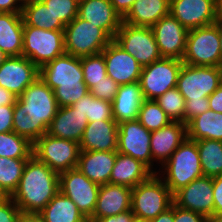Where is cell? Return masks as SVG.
I'll return each instance as SVG.
<instances>
[{
	"instance_id": "5",
	"label": "cell",
	"mask_w": 222,
	"mask_h": 222,
	"mask_svg": "<svg viewBox=\"0 0 222 222\" xmlns=\"http://www.w3.org/2000/svg\"><path fill=\"white\" fill-rule=\"evenodd\" d=\"M182 61L191 66L222 67L219 19L214 24L188 30Z\"/></svg>"
},
{
	"instance_id": "45",
	"label": "cell",
	"mask_w": 222,
	"mask_h": 222,
	"mask_svg": "<svg viewBox=\"0 0 222 222\" xmlns=\"http://www.w3.org/2000/svg\"><path fill=\"white\" fill-rule=\"evenodd\" d=\"M14 105L0 106V133L13 131Z\"/></svg>"
},
{
	"instance_id": "27",
	"label": "cell",
	"mask_w": 222,
	"mask_h": 222,
	"mask_svg": "<svg viewBox=\"0 0 222 222\" xmlns=\"http://www.w3.org/2000/svg\"><path fill=\"white\" fill-rule=\"evenodd\" d=\"M144 100L139 81L119 85L118 92L112 101L114 120L118 124L123 121L136 120Z\"/></svg>"
},
{
	"instance_id": "3",
	"label": "cell",
	"mask_w": 222,
	"mask_h": 222,
	"mask_svg": "<svg viewBox=\"0 0 222 222\" xmlns=\"http://www.w3.org/2000/svg\"><path fill=\"white\" fill-rule=\"evenodd\" d=\"M39 77L54 91L58 107L72 106L89 89L84 82L81 58L64 53L39 69Z\"/></svg>"
},
{
	"instance_id": "4",
	"label": "cell",
	"mask_w": 222,
	"mask_h": 222,
	"mask_svg": "<svg viewBox=\"0 0 222 222\" xmlns=\"http://www.w3.org/2000/svg\"><path fill=\"white\" fill-rule=\"evenodd\" d=\"M156 174L172 194L193 180L203 177L196 141L186 138Z\"/></svg>"
},
{
	"instance_id": "41",
	"label": "cell",
	"mask_w": 222,
	"mask_h": 222,
	"mask_svg": "<svg viewBox=\"0 0 222 222\" xmlns=\"http://www.w3.org/2000/svg\"><path fill=\"white\" fill-rule=\"evenodd\" d=\"M118 88L119 85L112 78L106 76L100 82L94 84L89 91L95 98L112 103Z\"/></svg>"
},
{
	"instance_id": "40",
	"label": "cell",
	"mask_w": 222,
	"mask_h": 222,
	"mask_svg": "<svg viewBox=\"0 0 222 222\" xmlns=\"http://www.w3.org/2000/svg\"><path fill=\"white\" fill-rule=\"evenodd\" d=\"M43 4L64 26L78 16L79 0H47Z\"/></svg>"
},
{
	"instance_id": "47",
	"label": "cell",
	"mask_w": 222,
	"mask_h": 222,
	"mask_svg": "<svg viewBox=\"0 0 222 222\" xmlns=\"http://www.w3.org/2000/svg\"><path fill=\"white\" fill-rule=\"evenodd\" d=\"M23 0H0L1 13H22Z\"/></svg>"
},
{
	"instance_id": "15",
	"label": "cell",
	"mask_w": 222,
	"mask_h": 222,
	"mask_svg": "<svg viewBox=\"0 0 222 222\" xmlns=\"http://www.w3.org/2000/svg\"><path fill=\"white\" fill-rule=\"evenodd\" d=\"M169 13L187 30L218 21V0H170Z\"/></svg>"
},
{
	"instance_id": "51",
	"label": "cell",
	"mask_w": 222,
	"mask_h": 222,
	"mask_svg": "<svg viewBox=\"0 0 222 222\" xmlns=\"http://www.w3.org/2000/svg\"><path fill=\"white\" fill-rule=\"evenodd\" d=\"M16 100L17 96L0 85V106L14 105Z\"/></svg>"
},
{
	"instance_id": "49",
	"label": "cell",
	"mask_w": 222,
	"mask_h": 222,
	"mask_svg": "<svg viewBox=\"0 0 222 222\" xmlns=\"http://www.w3.org/2000/svg\"><path fill=\"white\" fill-rule=\"evenodd\" d=\"M134 214L131 210L119 213L113 216H107L98 219L96 222H131L134 218Z\"/></svg>"
},
{
	"instance_id": "7",
	"label": "cell",
	"mask_w": 222,
	"mask_h": 222,
	"mask_svg": "<svg viewBox=\"0 0 222 222\" xmlns=\"http://www.w3.org/2000/svg\"><path fill=\"white\" fill-rule=\"evenodd\" d=\"M64 53V31L40 29L24 22L22 56L40 69Z\"/></svg>"
},
{
	"instance_id": "37",
	"label": "cell",
	"mask_w": 222,
	"mask_h": 222,
	"mask_svg": "<svg viewBox=\"0 0 222 222\" xmlns=\"http://www.w3.org/2000/svg\"><path fill=\"white\" fill-rule=\"evenodd\" d=\"M137 120L150 132L161 129L172 122L155 100L143 101Z\"/></svg>"
},
{
	"instance_id": "39",
	"label": "cell",
	"mask_w": 222,
	"mask_h": 222,
	"mask_svg": "<svg viewBox=\"0 0 222 222\" xmlns=\"http://www.w3.org/2000/svg\"><path fill=\"white\" fill-rule=\"evenodd\" d=\"M84 82L90 90L94 84L107 76L106 62L103 53L81 57Z\"/></svg>"
},
{
	"instance_id": "33",
	"label": "cell",
	"mask_w": 222,
	"mask_h": 222,
	"mask_svg": "<svg viewBox=\"0 0 222 222\" xmlns=\"http://www.w3.org/2000/svg\"><path fill=\"white\" fill-rule=\"evenodd\" d=\"M28 159L0 157V189L7 197L17 189Z\"/></svg>"
},
{
	"instance_id": "23",
	"label": "cell",
	"mask_w": 222,
	"mask_h": 222,
	"mask_svg": "<svg viewBox=\"0 0 222 222\" xmlns=\"http://www.w3.org/2000/svg\"><path fill=\"white\" fill-rule=\"evenodd\" d=\"M79 145L80 151H117L118 123L115 120L88 122Z\"/></svg>"
},
{
	"instance_id": "54",
	"label": "cell",
	"mask_w": 222,
	"mask_h": 222,
	"mask_svg": "<svg viewBox=\"0 0 222 222\" xmlns=\"http://www.w3.org/2000/svg\"><path fill=\"white\" fill-rule=\"evenodd\" d=\"M47 0H23V8L34 4H43Z\"/></svg>"
},
{
	"instance_id": "10",
	"label": "cell",
	"mask_w": 222,
	"mask_h": 222,
	"mask_svg": "<svg viewBox=\"0 0 222 222\" xmlns=\"http://www.w3.org/2000/svg\"><path fill=\"white\" fill-rule=\"evenodd\" d=\"M183 61L162 57L142 67L139 83L145 100H156L166 91L177 86Z\"/></svg>"
},
{
	"instance_id": "28",
	"label": "cell",
	"mask_w": 222,
	"mask_h": 222,
	"mask_svg": "<svg viewBox=\"0 0 222 222\" xmlns=\"http://www.w3.org/2000/svg\"><path fill=\"white\" fill-rule=\"evenodd\" d=\"M170 0H137L123 17L132 26L152 27L169 14Z\"/></svg>"
},
{
	"instance_id": "43",
	"label": "cell",
	"mask_w": 222,
	"mask_h": 222,
	"mask_svg": "<svg viewBox=\"0 0 222 222\" xmlns=\"http://www.w3.org/2000/svg\"><path fill=\"white\" fill-rule=\"evenodd\" d=\"M21 213L11 197L0 200V222H18Z\"/></svg>"
},
{
	"instance_id": "58",
	"label": "cell",
	"mask_w": 222,
	"mask_h": 222,
	"mask_svg": "<svg viewBox=\"0 0 222 222\" xmlns=\"http://www.w3.org/2000/svg\"><path fill=\"white\" fill-rule=\"evenodd\" d=\"M218 18L222 19V0H218Z\"/></svg>"
},
{
	"instance_id": "6",
	"label": "cell",
	"mask_w": 222,
	"mask_h": 222,
	"mask_svg": "<svg viewBox=\"0 0 222 222\" xmlns=\"http://www.w3.org/2000/svg\"><path fill=\"white\" fill-rule=\"evenodd\" d=\"M172 203L173 194L156 173L132 188L131 211L137 218L155 219Z\"/></svg>"
},
{
	"instance_id": "21",
	"label": "cell",
	"mask_w": 222,
	"mask_h": 222,
	"mask_svg": "<svg viewBox=\"0 0 222 222\" xmlns=\"http://www.w3.org/2000/svg\"><path fill=\"white\" fill-rule=\"evenodd\" d=\"M78 17L102 29L112 40L123 22L110 0H79Z\"/></svg>"
},
{
	"instance_id": "53",
	"label": "cell",
	"mask_w": 222,
	"mask_h": 222,
	"mask_svg": "<svg viewBox=\"0 0 222 222\" xmlns=\"http://www.w3.org/2000/svg\"><path fill=\"white\" fill-rule=\"evenodd\" d=\"M18 222H45V220L40 215V213H26V212H22L20 214Z\"/></svg>"
},
{
	"instance_id": "26",
	"label": "cell",
	"mask_w": 222,
	"mask_h": 222,
	"mask_svg": "<svg viewBox=\"0 0 222 222\" xmlns=\"http://www.w3.org/2000/svg\"><path fill=\"white\" fill-rule=\"evenodd\" d=\"M152 174L153 172L141 161L117 152L109 183L134 188Z\"/></svg>"
},
{
	"instance_id": "25",
	"label": "cell",
	"mask_w": 222,
	"mask_h": 222,
	"mask_svg": "<svg viewBox=\"0 0 222 222\" xmlns=\"http://www.w3.org/2000/svg\"><path fill=\"white\" fill-rule=\"evenodd\" d=\"M88 124L86 115L73 107H59L48 128L50 136L80 142Z\"/></svg>"
},
{
	"instance_id": "2",
	"label": "cell",
	"mask_w": 222,
	"mask_h": 222,
	"mask_svg": "<svg viewBox=\"0 0 222 222\" xmlns=\"http://www.w3.org/2000/svg\"><path fill=\"white\" fill-rule=\"evenodd\" d=\"M59 192V174L32 155L11 198L21 212L40 213Z\"/></svg>"
},
{
	"instance_id": "13",
	"label": "cell",
	"mask_w": 222,
	"mask_h": 222,
	"mask_svg": "<svg viewBox=\"0 0 222 222\" xmlns=\"http://www.w3.org/2000/svg\"><path fill=\"white\" fill-rule=\"evenodd\" d=\"M100 185L88 179L77 167L59 174V191L69 197L89 220L96 206Z\"/></svg>"
},
{
	"instance_id": "30",
	"label": "cell",
	"mask_w": 222,
	"mask_h": 222,
	"mask_svg": "<svg viewBox=\"0 0 222 222\" xmlns=\"http://www.w3.org/2000/svg\"><path fill=\"white\" fill-rule=\"evenodd\" d=\"M45 222H87L76 204L60 191L40 212Z\"/></svg>"
},
{
	"instance_id": "8",
	"label": "cell",
	"mask_w": 222,
	"mask_h": 222,
	"mask_svg": "<svg viewBox=\"0 0 222 222\" xmlns=\"http://www.w3.org/2000/svg\"><path fill=\"white\" fill-rule=\"evenodd\" d=\"M111 41L102 29L78 16L64 28L65 53L75 57L101 53Z\"/></svg>"
},
{
	"instance_id": "52",
	"label": "cell",
	"mask_w": 222,
	"mask_h": 222,
	"mask_svg": "<svg viewBox=\"0 0 222 222\" xmlns=\"http://www.w3.org/2000/svg\"><path fill=\"white\" fill-rule=\"evenodd\" d=\"M150 222H174V203L165 212L150 220Z\"/></svg>"
},
{
	"instance_id": "36",
	"label": "cell",
	"mask_w": 222,
	"mask_h": 222,
	"mask_svg": "<svg viewBox=\"0 0 222 222\" xmlns=\"http://www.w3.org/2000/svg\"><path fill=\"white\" fill-rule=\"evenodd\" d=\"M33 155V143L14 131L0 133V157L30 158Z\"/></svg>"
},
{
	"instance_id": "38",
	"label": "cell",
	"mask_w": 222,
	"mask_h": 222,
	"mask_svg": "<svg viewBox=\"0 0 222 222\" xmlns=\"http://www.w3.org/2000/svg\"><path fill=\"white\" fill-rule=\"evenodd\" d=\"M155 101L171 121L184 123L185 99L176 87L169 89Z\"/></svg>"
},
{
	"instance_id": "44",
	"label": "cell",
	"mask_w": 222,
	"mask_h": 222,
	"mask_svg": "<svg viewBox=\"0 0 222 222\" xmlns=\"http://www.w3.org/2000/svg\"><path fill=\"white\" fill-rule=\"evenodd\" d=\"M174 222H209V218L174 204Z\"/></svg>"
},
{
	"instance_id": "50",
	"label": "cell",
	"mask_w": 222,
	"mask_h": 222,
	"mask_svg": "<svg viewBox=\"0 0 222 222\" xmlns=\"http://www.w3.org/2000/svg\"><path fill=\"white\" fill-rule=\"evenodd\" d=\"M137 0H110L115 10L123 18Z\"/></svg>"
},
{
	"instance_id": "48",
	"label": "cell",
	"mask_w": 222,
	"mask_h": 222,
	"mask_svg": "<svg viewBox=\"0 0 222 222\" xmlns=\"http://www.w3.org/2000/svg\"><path fill=\"white\" fill-rule=\"evenodd\" d=\"M209 109L222 113V84L208 97Z\"/></svg>"
},
{
	"instance_id": "19",
	"label": "cell",
	"mask_w": 222,
	"mask_h": 222,
	"mask_svg": "<svg viewBox=\"0 0 222 222\" xmlns=\"http://www.w3.org/2000/svg\"><path fill=\"white\" fill-rule=\"evenodd\" d=\"M39 73V68L28 58L10 56L0 65V85L19 97Z\"/></svg>"
},
{
	"instance_id": "18",
	"label": "cell",
	"mask_w": 222,
	"mask_h": 222,
	"mask_svg": "<svg viewBox=\"0 0 222 222\" xmlns=\"http://www.w3.org/2000/svg\"><path fill=\"white\" fill-rule=\"evenodd\" d=\"M186 138L187 125L177 121H172L161 129L151 132L150 149L153 173L158 172L160 165L162 166L171 157ZM155 162H157V166L154 164Z\"/></svg>"
},
{
	"instance_id": "20",
	"label": "cell",
	"mask_w": 222,
	"mask_h": 222,
	"mask_svg": "<svg viewBox=\"0 0 222 222\" xmlns=\"http://www.w3.org/2000/svg\"><path fill=\"white\" fill-rule=\"evenodd\" d=\"M102 53L106 62L107 76L118 85L139 81L142 66L114 40L106 46Z\"/></svg>"
},
{
	"instance_id": "14",
	"label": "cell",
	"mask_w": 222,
	"mask_h": 222,
	"mask_svg": "<svg viewBox=\"0 0 222 222\" xmlns=\"http://www.w3.org/2000/svg\"><path fill=\"white\" fill-rule=\"evenodd\" d=\"M151 132L137 119L118 124L117 152L141 161L152 171Z\"/></svg>"
},
{
	"instance_id": "59",
	"label": "cell",
	"mask_w": 222,
	"mask_h": 222,
	"mask_svg": "<svg viewBox=\"0 0 222 222\" xmlns=\"http://www.w3.org/2000/svg\"><path fill=\"white\" fill-rule=\"evenodd\" d=\"M131 222H150V220L134 217Z\"/></svg>"
},
{
	"instance_id": "9",
	"label": "cell",
	"mask_w": 222,
	"mask_h": 222,
	"mask_svg": "<svg viewBox=\"0 0 222 222\" xmlns=\"http://www.w3.org/2000/svg\"><path fill=\"white\" fill-rule=\"evenodd\" d=\"M79 154L78 142L47 133L33 143V155L58 174L76 168Z\"/></svg>"
},
{
	"instance_id": "16",
	"label": "cell",
	"mask_w": 222,
	"mask_h": 222,
	"mask_svg": "<svg viewBox=\"0 0 222 222\" xmlns=\"http://www.w3.org/2000/svg\"><path fill=\"white\" fill-rule=\"evenodd\" d=\"M173 203L180 208L200 213L208 218L214 215L213 178L203 176L173 194Z\"/></svg>"
},
{
	"instance_id": "35",
	"label": "cell",
	"mask_w": 222,
	"mask_h": 222,
	"mask_svg": "<svg viewBox=\"0 0 222 222\" xmlns=\"http://www.w3.org/2000/svg\"><path fill=\"white\" fill-rule=\"evenodd\" d=\"M22 16L23 21L28 26L56 31H64L65 28L44 4L25 6L22 10Z\"/></svg>"
},
{
	"instance_id": "57",
	"label": "cell",
	"mask_w": 222,
	"mask_h": 222,
	"mask_svg": "<svg viewBox=\"0 0 222 222\" xmlns=\"http://www.w3.org/2000/svg\"><path fill=\"white\" fill-rule=\"evenodd\" d=\"M9 56L0 49V65L6 61Z\"/></svg>"
},
{
	"instance_id": "12",
	"label": "cell",
	"mask_w": 222,
	"mask_h": 222,
	"mask_svg": "<svg viewBox=\"0 0 222 222\" xmlns=\"http://www.w3.org/2000/svg\"><path fill=\"white\" fill-rule=\"evenodd\" d=\"M113 40L142 67L162 58L151 27L132 26L122 22Z\"/></svg>"
},
{
	"instance_id": "29",
	"label": "cell",
	"mask_w": 222,
	"mask_h": 222,
	"mask_svg": "<svg viewBox=\"0 0 222 222\" xmlns=\"http://www.w3.org/2000/svg\"><path fill=\"white\" fill-rule=\"evenodd\" d=\"M24 21L22 13L0 12V49L10 56H22Z\"/></svg>"
},
{
	"instance_id": "46",
	"label": "cell",
	"mask_w": 222,
	"mask_h": 222,
	"mask_svg": "<svg viewBox=\"0 0 222 222\" xmlns=\"http://www.w3.org/2000/svg\"><path fill=\"white\" fill-rule=\"evenodd\" d=\"M214 215L222 213V175L213 177Z\"/></svg>"
},
{
	"instance_id": "56",
	"label": "cell",
	"mask_w": 222,
	"mask_h": 222,
	"mask_svg": "<svg viewBox=\"0 0 222 222\" xmlns=\"http://www.w3.org/2000/svg\"><path fill=\"white\" fill-rule=\"evenodd\" d=\"M220 52L222 57V19H219Z\"/></svg>"
},
{
	"instance_id": "17",
	"label": "cell",
	"mask_w": 222,
	"mask_h": 222,
	"mask_svg": "<svg viewBox=\"0 0 222 222\" xmlns=\"http://www.w3.org/2000/svg\"><path fill=\"white\" fill-rule=\"evenodd\" d=\"M151 28L161 56L182 60L186 49L188 30L170 13Z\"/></svg>"
},
{
	"instance_id": "31",
	"label": "cell",
	"mask_w": 222,
	"mask_h": 222,
	"mask_svg": "<svg viewBox=\"0 0 222 222\" xmlns=\"http://www.w3.org/2000/svg\"><path fill=\"white\" fill-rule=\"evenodd\" d=\"M187 138L193 141L201 139L222 141V113L209 109L193 118L187 124Z\"/></svg>"
},
{
	"instance_id": "1",
	"label": "cell",
	"mask_w": 222,
	"mask_h": 222,
	"mask_svg": "<svg viewBox=\"0 0 222 222\" xmlns=\"http://www.w3.org/2000/svg\"><path fill=\"white\" fill-rule=\"evenodd\" d=\"M58 108L54 91L38 77L17 97L13 131L34 143L47 133Z\"/></svg>"
},
{
	"instance_id": "11",
	"label": "cell",
	"mask_w": 222,
	"mask_h": 222,
	"mask_svg": "<svg viewBox=\"0 0 222 222\" xmlns=\"http://www.w3.org/2000/svg\"><path fill=\"white\" fill-rule=\"evenodd\" d=\"M221 84L222 67L183 63L176 88L185 100H202V97H209Z\"/></svg>"
},
{
	"instance_id": "32",
	"label": "cell",
	"mask_w": 222,
	"mask_h": 222,
	"mask_svg": "<svg viewBox=\"0 0 222 222\" xmlns=\"http://www.w3.org/2000/svg\"><path fill=\"white\" fill-rule=\"evenodd\" d=\"M199 151L201 169L204 176L222 175V141L201 139L196 140Z\"/></svg>"
},
{
	"instance_id": "60",
	"label": "cell",
	"mask_w": 222,
	"mask_h": 222,
	"mask_svg": "<svg viewBox=\"0 0 222 222\" xmlns=\"http://www.w3.org/2000/svg\"><path fill=\"white\" fill-rule=\"evenodd\" d=\"M7 196L2 192V190L0 189V200H3L4 198H6Z\"/></svg>"
},
{
	"instance_id": "55",
	"label": "cell",
	"mask_w": 222,
	"mask_h": 222,
	"mask_svg": "<svg viewBox=\"0 0 222 222\" xmlns=\"http://www.w3.org/2000/svg\"><path fill=\"white\" fill-rule=\"evenodd\" d=\"M209 222H222V213L213 215L209 218Z\"/></svg>"
},
{
	"instance_id": "22",
	"label": "cell",
	"mask_w": 222,
	"mask_h": 222,
	"mask_svg": "<svg viewBox=\"0 0 222 222\" xmlns=\"http://www.w3.org/2000/svg\"><path fill=\"white\" fill-rule=\"evenodd\" d=\"M131 199L132 188L110 183L100 185L94 213L88 221L96 222L100 218L131 210Z\"/></svg>"
},
{
	"instance_id": "24",
	"label": "cell",
	"mask_w": 222,
	"mask_h": 222,
	"mask_svg": "<svg viewBox=\"0 0 222 222\" xmlns=\"http://www.w3.org/2000/svg\"><path fill=\"white\" fill-rule=\"evenodd\" d=\"M117 151H80L77 168L98 185L109 183Z\"/></svg>"
},
{
	"instance_id": "42",
	"label": "cell",
	"mask_w": 222,
	"mask_h": 222,
	"mask_svg": "<svg viewBox=\"0 0 222 222\" xmlns=\"http://www.w3.org/2000/svg\"><path fill=\"white\" fill-rule=\"evenodd\" d=\"M209 110L208 97L202 100H185L184 123L187 125L193 118Z\"/></svg>"
},
{
	"instance_id": "34",
	"label": "cell",
	"mask_w": 222,
	"mask_h": 222,
	"mask_svg": "<svg viewBox=\"0 0 222 222\" xmlns=\"http://www.w3.org/2000/svg\"><path fill=\"white\" fill-rule=\"evenodd\" d=\"M71 107L86 115L88 122L114 120L112 103L95 98L90 92L80 98Z\"/></svg>"
}]
</instances>
